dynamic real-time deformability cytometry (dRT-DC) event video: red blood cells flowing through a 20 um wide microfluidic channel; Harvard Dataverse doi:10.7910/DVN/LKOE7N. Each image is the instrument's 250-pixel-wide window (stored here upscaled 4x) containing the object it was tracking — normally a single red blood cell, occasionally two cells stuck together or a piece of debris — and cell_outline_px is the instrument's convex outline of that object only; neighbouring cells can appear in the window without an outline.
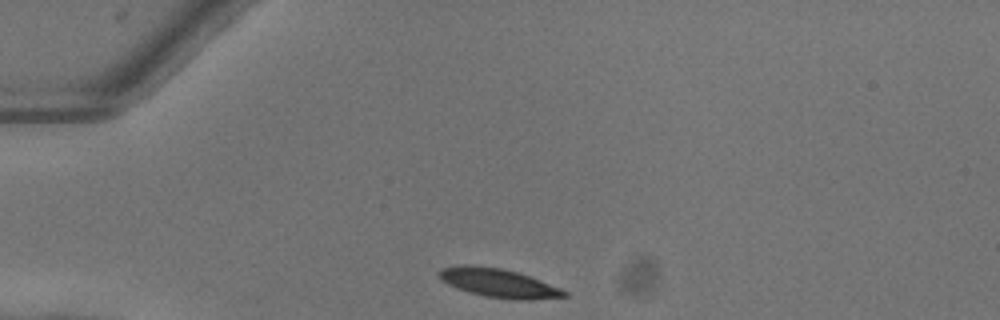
{"species": "common noctule bat (a hibernating species)", "species_latin": "Nyctalus noctula", "temperature_condition": "warm", "stored_images_in_passage": 39, "camera_frame_rate_fps": 3000, "um_per_image_px": 0.085, "animal": {"sex": "female"}, "frame": {"image": 1, "passage_image": 1, "time_ms": 0.0, "image_size_px": [1000, 320], "cell_outline_px": [[568, 296], [532, 300], [516, 300], [484, 296], [448, 284], [440, 280], [440, 272], [444, 268], [464, 264], [500, 268], [516, 272], [528, 276], [560, 288], [568, 292]], "centroid_in_image_um": [42.42, 24.07], "position_along_channel_um": 42.6, "area_um2": 20.46}}
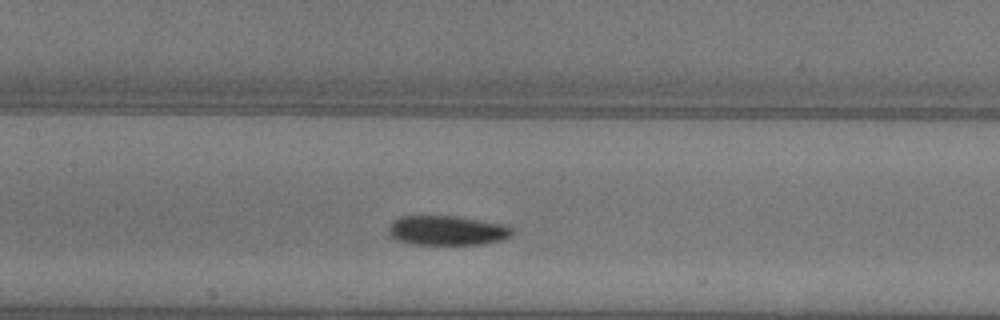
{"frame": {"image": 2, "passage_image": 13, "time_ms": 4.0, "image_size_px": [1000, 320], "cell_outline_px": [[516, 228], [512, 236], [504, 240], [480, 244], [412, 244], [396, 240], [388, 232], [388, 228], [392, 220], [400, 216], [456, 216], [512, 224]], "centroid_in_image_um": [38.11, 19.57], "position_along_channel_um": 169.3, "area_um2": 21.91}}
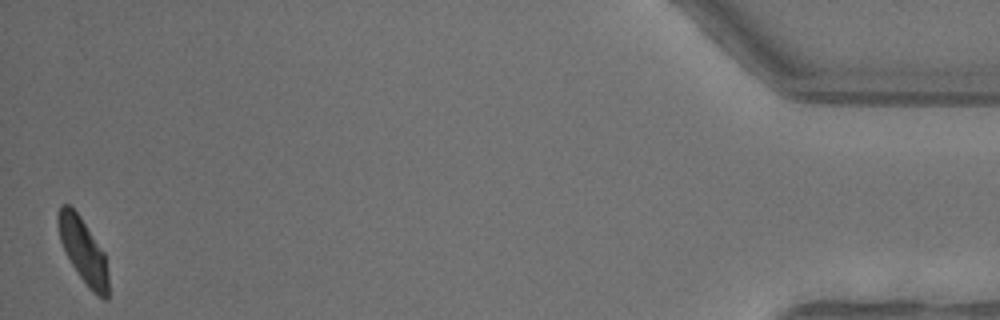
{"frame": {"image": 3, "passage_image": 39, "time_ms": 12.667, "image_size_px": [1000, 320], "cell_outline_px": [[108, 300], [104, 300], [92, 292], [88, 288], [72, 264], [60, 240], [56, 220], [56, 216], [60, 204], [68, 204], [80, 216], [104, 252], [108, 276]], "centroid_in_image_um": [7.06, 21.3], "position_along_channel_um": 428.1, "area_um2": 18.84}, "authors_computed_cell_mechanics": {"area_um2": 20.7502, "velocity_mm_per_s": 4.0147, "shape_relaxation_time_tau1_ms": 2.5565, "shape_relaxation_time_tau2_ms": null, "deformation_change_tau1": 0.1277, "deformation_change_tau2": null}}